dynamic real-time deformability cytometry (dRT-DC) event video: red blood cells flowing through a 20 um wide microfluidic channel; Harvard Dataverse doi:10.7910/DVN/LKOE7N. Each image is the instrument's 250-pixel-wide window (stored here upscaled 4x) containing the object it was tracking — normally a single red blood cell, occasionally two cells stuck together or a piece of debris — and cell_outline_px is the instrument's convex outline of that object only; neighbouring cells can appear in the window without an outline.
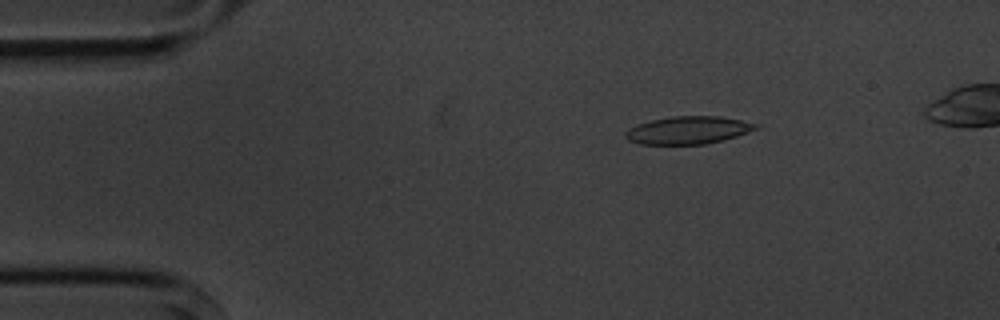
{"species": "common noctule bat (a hibernating species)", "species_latin": "Nyctalus noctula", "temperature_condition": "cold", "stored_images_in_passage": 6, "camera_frame_rate_fps": 3000, "um_per_image_px": 0.085, "animal": {"sex": "male", "body_mass_g": 20.1, "forearm_length_mm": 53.5}, "frame": {"image": 1, "passage_image": 3, "time_ms": 2.333, "image_size_px": [1000, 320], "cell_outline_px": [[760, 128], [724, 140], [704, 144], [640, 144], [628, 140], [624, 136], [624, 132], [628, 128], [636, 124], [652, 120], [672, 116], [720, 116], [760, 124]], "centroid_in_image_um": [58.49, 11.06], "position_along_channel_um": 26.5, "area_um2": 21.15}}